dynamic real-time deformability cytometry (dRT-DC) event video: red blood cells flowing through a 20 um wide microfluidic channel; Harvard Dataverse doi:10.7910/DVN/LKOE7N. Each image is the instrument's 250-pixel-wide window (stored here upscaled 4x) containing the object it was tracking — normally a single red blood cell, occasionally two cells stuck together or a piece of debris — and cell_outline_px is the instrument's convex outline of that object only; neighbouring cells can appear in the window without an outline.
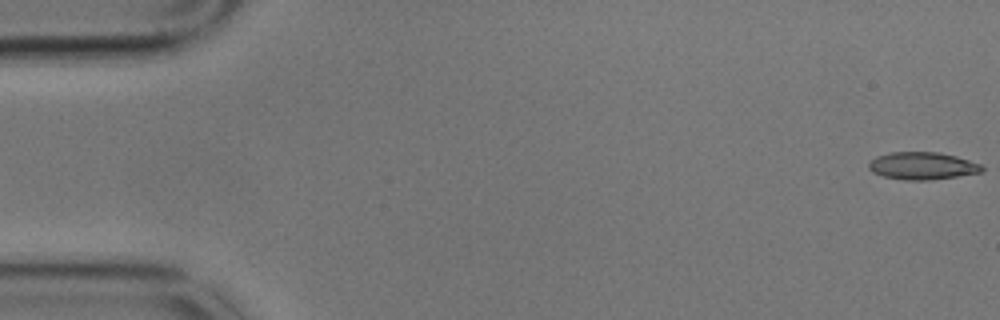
{"species": "common noctule bat (a hibernating species)", "species_latin": "Nyctalus noctula", "temperature_condition": "cold", "stored_images_in_passage": 59, "camera_frame_rate_fps": 3000, "um_per_image_px": 0.085, "animal": {"sex": "male", "body_mass_g": 17.9}, "frame": {"image": 1, "passage_image": 1, "time_ms": 0.0, "image_size_px": [1000, 320], "cell_outline_px": [[984, 172], [928, 180], [908, 180], [884, 176], [872, 172], [868, 168], [868, 164], [876, 156], [892, 152], [936, 152], [956, 156], [980, 164], [984, 168]], "centroid_in_image_um": [78.4, 14.09], "position_along_channel_um": 6.6, "area_um2": 17.92}}
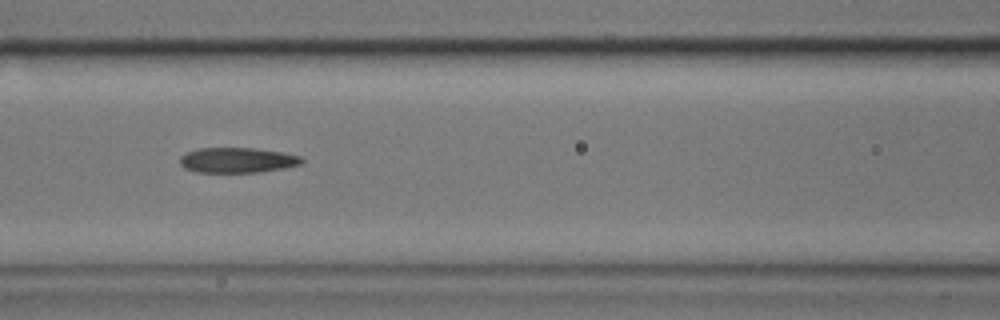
{"frame": {"image": 2, "passage_image": 25, "time_ms": 8.0, "image_size_px": [1000, 320], "cell_outline_px": [[304, 160], [300, 164], [284, 168], [260, 172], [196, 172], [184, 168], [180, 164], [180, 156], [188, 152], [200, 148], [256, 148], [284, 152], [300, 156]], "centroid_in_image_um": [20.18, 13.61], "position_along_channel_um": 146.4, "area_um2": 17.92}}
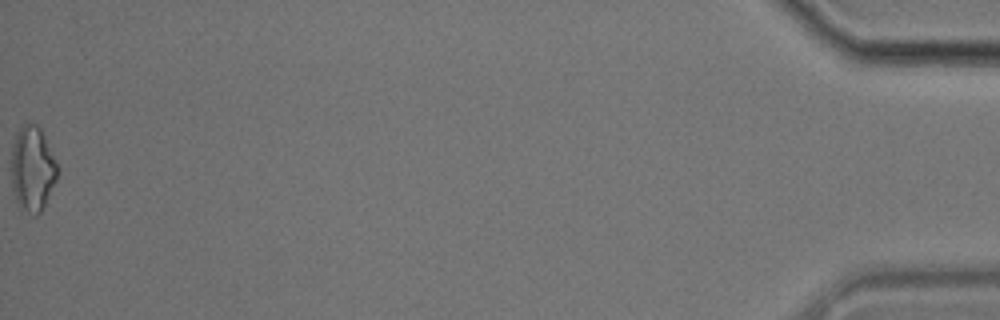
{"frame": {"image": 3, "passage_image": 59, "time_ms": 19.333, "image_size_px": [1000, 320], "cell_outline_px": [[56, 180], [40, 212], [36, 216], [32, 216], [20, 208], [12, 192], [12, 144], [16, 132], [20, 124], [36, 124], [40, 128], [44, 136], [56, 164]], "centroid_in_image_um": [2.71, 14.35], "position_along_channel_um": 432.5, "area_um2": 22.54}, "authors_computed_cell_mechanics": {"area_um2": 18.2648, "velocity_mm_per_s": 3.4162, "shape_relaxation_time_tau1_ms": null, "shape_relaxation_time_tau2_ms": 6.451, "deformation_change_tau1": null, "deformation_change_tau2": 0.1738}}